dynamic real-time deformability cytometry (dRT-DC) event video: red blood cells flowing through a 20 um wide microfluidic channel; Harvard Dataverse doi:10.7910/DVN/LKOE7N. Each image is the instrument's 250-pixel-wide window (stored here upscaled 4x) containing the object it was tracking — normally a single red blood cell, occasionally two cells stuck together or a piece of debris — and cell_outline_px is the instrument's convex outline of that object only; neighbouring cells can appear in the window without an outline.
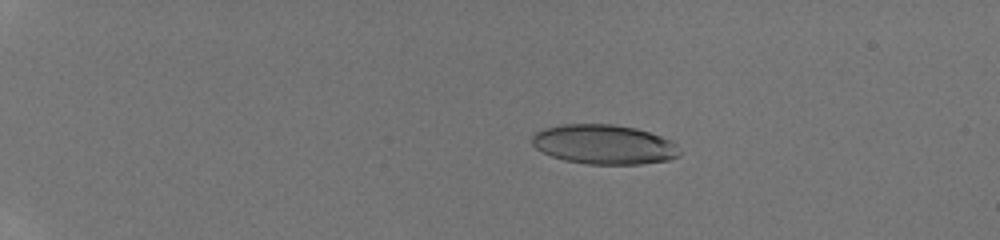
{"species": "human", "species_latin": "Homo sapiens", "temperature_condition": "room temperature", "stored_images_in_passage": 43, "camera_frame_rate_fps": 3000, "um_per_image_px": 0.085, "donor": {"sex": "male"}, "frame": {"image": 1, "passage_image": 3, "time_ms": 0.667, "image_size_px": [1000, 240], "cell_outline_px": [[680, 152], [676, 156], [668, 160], [640, 164], [588, 164], [564, 160], [552, 156], [536, 148], [532, 144], [532, 136], [536, 132], [544, 128], [560, 124], [612, 124], [636, 128], [672, 140], [676, 144]], "centroid_in_image_um": [51.33, 12.27], "position_along_channel_um": 33.7, "area_um2": 33.93}}
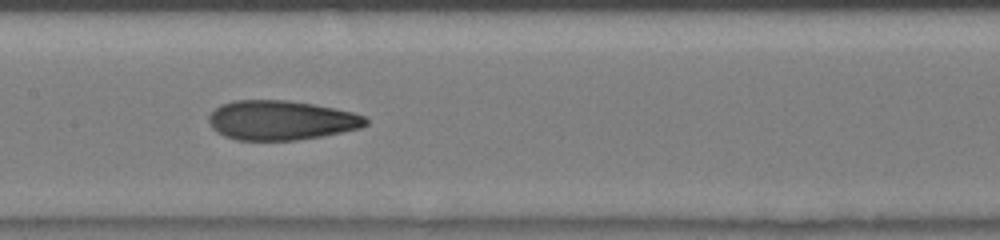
{"frame": {"image": 2, "passage_image": 21, "time_ms": 6.667, "image_size_px": [1000, 240], "cell_outline_px": [[368, 124], [360, 128], [320, 136], [296, 140], [236, 140], [224, 136], [216, 132], [212, 128], [208, 120], [208, 116], [220, 104], [232, 100], [288, 100], [312, 104], [352, 112], [364, 116], [368, 120]], "centroid_in_image_um": [23.84, 10.22], "position_along_channel_um": 183.6, "area_um2": 36.07}}
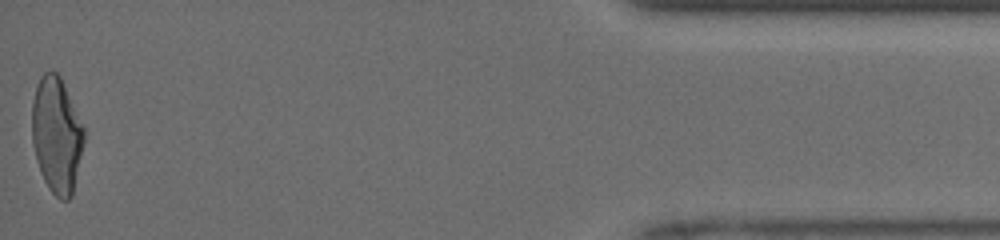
{"frame": {"image": 3, "passage_image": 43, "time_ms": 14.0, "image_size_px": [1000, 240], "cell_outline_px": [[84, 140], [72, 196], [68, 200], [60, 200], [48, 188], [40, 172], [36, 160], [32, 144], [32, 100], [36, 84], [40, 76], [44, 72], [56, 72], [60, 76], [84, 128]], "centroid_in_image_um": [4.79, 11.48], "position_along_channel_um": 430.4, "area_um2": 35.08}, "authors_computed_cell_mechanics": {"area_um2": 35.3158, "velocity_mm_per_s": 4.2574, "shape_relaxation_time_tau1_ms": 8.9281, "shape_relaxation_time_tau2_ms": 1.3005, "deformation_change_tau1": 0.2634, "deformation_change_tau2": 0.0899}}